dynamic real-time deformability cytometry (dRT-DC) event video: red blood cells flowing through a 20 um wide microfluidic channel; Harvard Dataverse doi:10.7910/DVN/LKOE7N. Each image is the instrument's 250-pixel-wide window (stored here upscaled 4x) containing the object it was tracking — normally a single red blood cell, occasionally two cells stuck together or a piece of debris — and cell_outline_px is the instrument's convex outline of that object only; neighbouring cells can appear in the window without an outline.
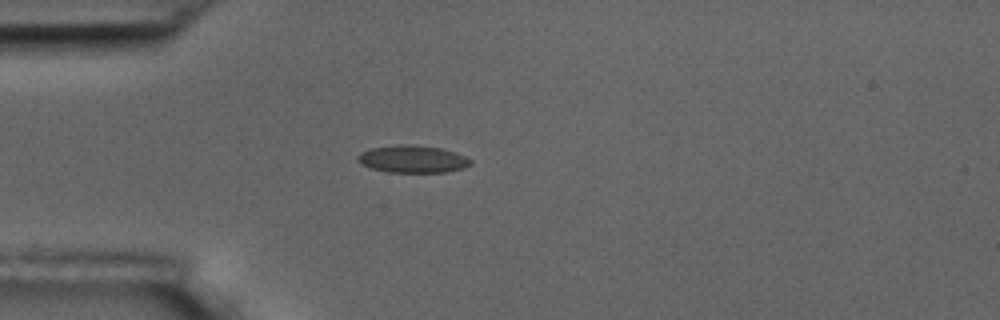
{"species": "common noctule bat (a hibernating species)", "species_latin": "Nyctalus noctula", "temperature_condition": "room temperature", "stored_images_in_passage": 2, "camera_frame_rate_fps": 3000, "um_per_image_px": 0.085, "animal": {"sex": "male", "body_mass_g": 17.5, "forearm_length_mm": 52.3}, "frame": {"image": 1, "passage_image": 1, "time_ms": 0.0, "image_size_px": [1000, 320], "cell_outline_px": [[472, 164], [464, 168], [444, 172], [388, 172], [372, 168], [360, 164], [356, 160], [356, 156], [360, 152], [372, 148], [396, 144], [408, 144], [440, 148], [456, 152], [472, 160]], "centroid_in_image_um": [35.05, 13.52], "position_along_channel_um": 50.0, "area_um2": 18.09}}